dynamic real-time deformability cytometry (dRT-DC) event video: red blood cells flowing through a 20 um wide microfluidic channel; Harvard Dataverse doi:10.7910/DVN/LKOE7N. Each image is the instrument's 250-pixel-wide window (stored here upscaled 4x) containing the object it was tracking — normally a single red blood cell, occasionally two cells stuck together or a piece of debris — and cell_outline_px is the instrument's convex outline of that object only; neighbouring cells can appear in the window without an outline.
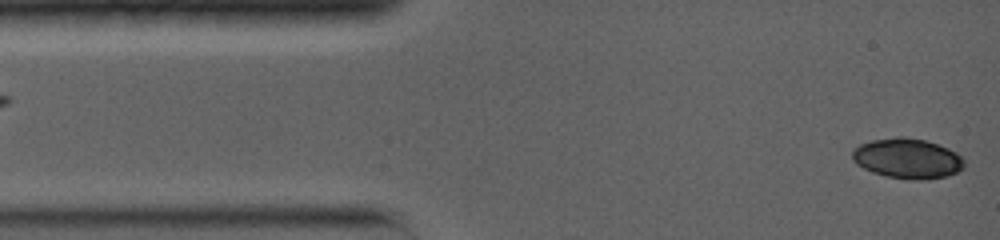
{"species": "common noctule bat (a hibernating species)", "species_latin": "Nyctalus noctula", "temperature_condition": "warm", "stored_images_in_passage": 5, "camera_frame_rate_fps": 5000, "um_per_image_px": 0.085, "animal": {"sex": "female", "body_mass_g": 19.0, "forearm_length_mm": 56.7}, "frame": {"image": 1, "passage_image": 1, "time_ms": 0.0, "image_size_px": [1000, 240], "cell_outline_px": [[964, 168], [948, 176], [928, 180], [908, 180], [888, 176], [872, 172], [856, 164], [852, 160], [852, 152], [860, 144], [872, 140], [896, 136], [904, 136], [924, 140], [948, 148], [956, 152], [964, 160]], "centroid_in_image_um": [77.14, 13.48], "position_along_channel_um": 7.9, "area_um2": 26.3}}
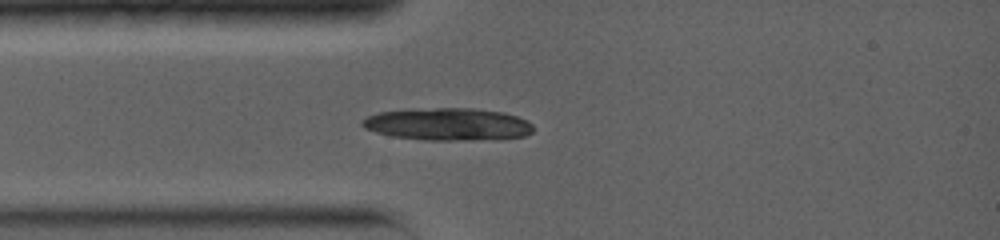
{"frame": {"image": 2, "passage_image": 5, "time_ms": 2.8, "image_size_px": [1000, 240], "cell_outline_px": [[532, 132], [524, 136], [468, 140], [424, 140], [392, 136], [376, 132], [364, 128], [360, 124], [360, 120], [376, 112], [412, 108], [472, 108], [504, 112], [528, 120], [532, 124]], "centroid_in_image_um": [38.0, 10.54], "position_along_channel_um": 47.0, "area_um2": 32.48}}